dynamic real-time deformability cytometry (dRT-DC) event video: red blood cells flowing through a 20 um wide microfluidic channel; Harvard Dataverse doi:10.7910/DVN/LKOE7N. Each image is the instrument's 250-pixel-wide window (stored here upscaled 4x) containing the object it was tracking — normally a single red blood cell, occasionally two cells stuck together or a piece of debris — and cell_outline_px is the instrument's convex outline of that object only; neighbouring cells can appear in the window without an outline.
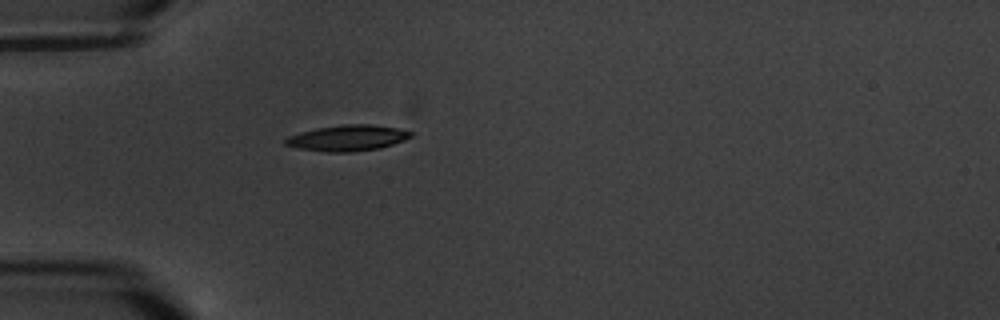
{"species": "common noctule bat (a hibernating species)", "species_latin": "Nyctalus noctula", "temperature_condition": "warm", "stored_images_in_passage": 1, "camera_frame_rate_fps": 3000, "um_per_image_px": 0.085, "animal": {"sex": "male", "body_mass_g": 20.1, "forearm_length_mm": 53.5}, "frame": {"image": 1, "passage_image": 1, "time_ms": 0.0, "image_size_px": [1000, 320], "cell_outline_px": [[412, 136], [404, 140], [380, 148], [352, 152], [328, 152], [300, 148], [284, 144], [284, 140], [288, 136], [300, 132], [316, 128], [344, 124], [368, 124], [396, 128], [412, 132]], "centroid_in_image_um": [29.53, 11.73], "position_along_channel_um": 55.5, "area_um2": 18.73}}